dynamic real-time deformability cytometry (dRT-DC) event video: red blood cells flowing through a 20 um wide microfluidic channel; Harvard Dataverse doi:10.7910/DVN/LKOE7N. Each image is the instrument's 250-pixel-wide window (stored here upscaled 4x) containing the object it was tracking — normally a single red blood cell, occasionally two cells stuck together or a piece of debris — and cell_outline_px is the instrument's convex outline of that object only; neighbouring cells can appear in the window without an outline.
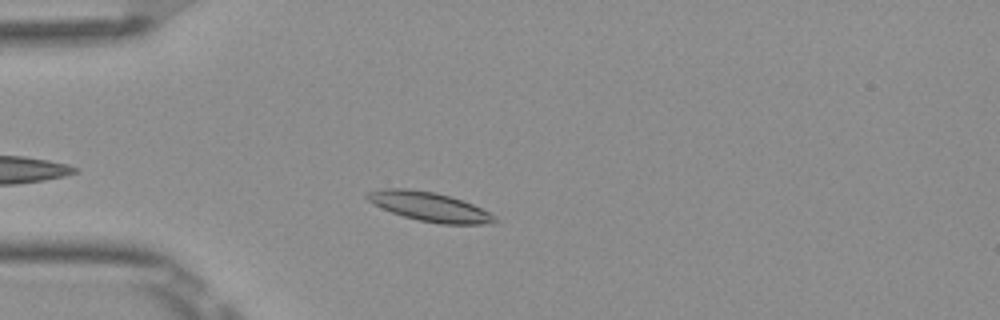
{"species": "Egyptian fruit bat (a non-hibernating species)", "species_latin": "Rousettus aegyptiacus", "temperature_condition": "room temperature", "stored_images_in_passage": 30, "camera_frame_rate_fps": 3000, "um_per_image_px": 0.085, "frame": {"image": 1, "passage_image": 2, "time_ms": 0.333, "image_size_px": [1000, 320], "cell_outline_px": [[496, 224], [440, 224], [420, 220], [404, 216], [392, 212], [368, 200], [364, 196], [368, 192], [384, 188], [404, 188], [436, 192], [472, 204], [496, 216]], "centroid_in_image_um": [36.53, 17.57], "position_along_channel_um": 48.5, "area_um2": 21.33}}
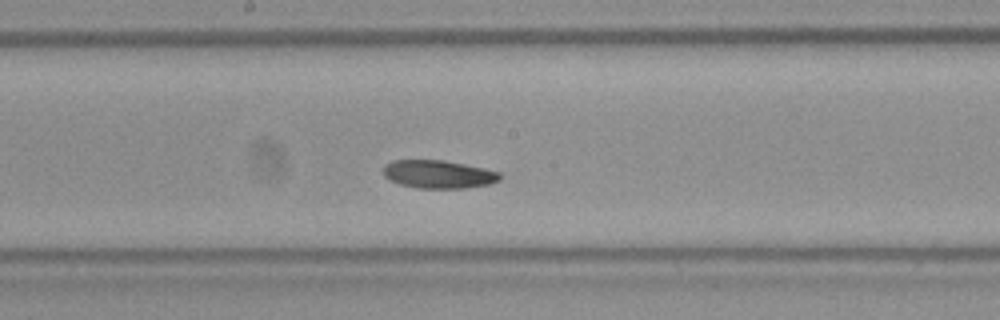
{"frame": {"image": 2, "passage_image": 16, "time_ms": 5.0, "image_size_px": [1000, 320], "cell_outline_px": [[504, 176], [500, 180], [488, 184], [464, 188], [420, 188], [400, 184], [384, 176], [384, 168], [392, 160], [444, 160], [484, 168], [500, 172]], "centroid_in_image_um": [37.32, 14.81], "position_along_channel_um": 210.9, "area_um2": 18.96}}
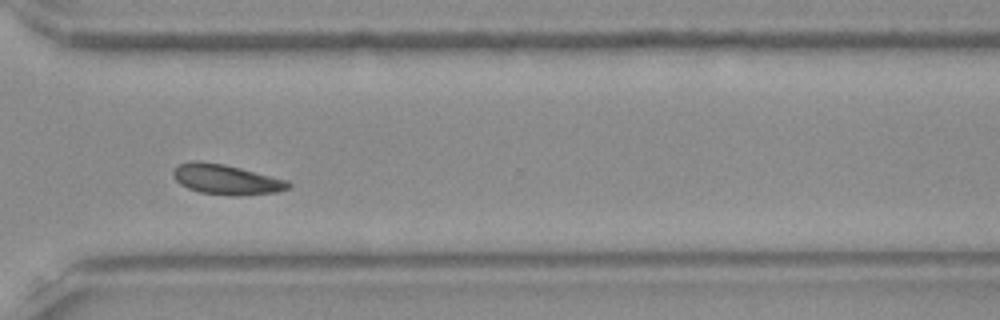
{"frame": {"image": 3, "passage_image": 27, "time_ms": 8.667, "image_size_px": [1000, 320], "cell_outline_px": [[292, 184], [288, 188], [276, 192], [240, 196], [228, 196], [200, 192], [188, 188], [180, 184], [172, 176], [172, 172], [180, 164], [192, 160], [200, 160], [224, 164], [288, 180]], "centroid_in_image_um": [19.22, 15.26], "position_along_channel_um": 351.4, "area_um2": 20.29}, "authors_computed_cell_mechanics": {"area_um2": 19.7387, "velocity_mm_per_s": 3.8305, "shape_relaxation_time_tau1_ms": 8.0604, "shape_relaxation_time_tau2_ms": null, "deformation_change_tau1": 0.104, "deformation_change_tau2": null}}